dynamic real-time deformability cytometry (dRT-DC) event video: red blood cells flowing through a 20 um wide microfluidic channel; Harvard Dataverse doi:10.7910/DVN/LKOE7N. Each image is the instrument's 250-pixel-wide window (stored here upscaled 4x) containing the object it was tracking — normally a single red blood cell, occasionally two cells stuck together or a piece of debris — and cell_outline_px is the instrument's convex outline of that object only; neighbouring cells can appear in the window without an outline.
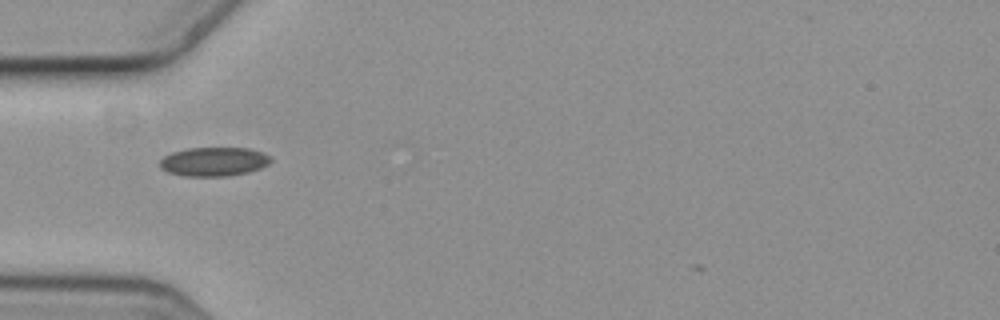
{"species": "common noctule bat (a hibernating species)", "species_latin": "Nyctalus noctula", "temperature_condition": "cold", "stored_images_in_passage": 2, "camera_frame_rate_fps": 3000, "um_per_image_px": 0.085, "animal": {"sex": "female", "body_mass_g": 19.3, "forearm_length_mm": 54.1}, "frame": {"image": 1, "passage_image": 1, "time_ms": 0.0, "image_size_px": [1000, 320], "cell_outline_px": [[272, 160], [268, 164], [260, 168], [248, 172], [228, 176], [184, 176], [168, 172], [160, 168], [160, 160], [164, 156], [172, 152], [188, 148], [248, 148], [264, 152], [272, 156]], "centroid_in_image_um": [18.2, 13.73], "position_along_channel_um": 66.8, "area_um2": 18.84}}
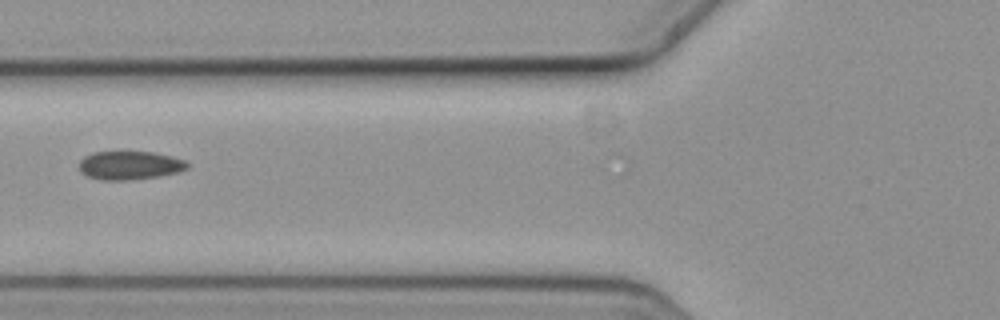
{"frame": {"image": 2, "passage_image": 2, "time_ms": 0.333, "image_size_px": [1000, 320], "cell_outline_px": [[188, 168], [180, 172], [160, 176], [132, 180], [104, 180], [88, 176], [80, 172], [80, 160], [84, 156], [92, 152], [156, 152], [172, 156], [184, 160], [188, 164]], "centroid_in_image_um": [11.05, 14.05], "position_along_channel_um": 114.8, "area_um2": 18.09}}